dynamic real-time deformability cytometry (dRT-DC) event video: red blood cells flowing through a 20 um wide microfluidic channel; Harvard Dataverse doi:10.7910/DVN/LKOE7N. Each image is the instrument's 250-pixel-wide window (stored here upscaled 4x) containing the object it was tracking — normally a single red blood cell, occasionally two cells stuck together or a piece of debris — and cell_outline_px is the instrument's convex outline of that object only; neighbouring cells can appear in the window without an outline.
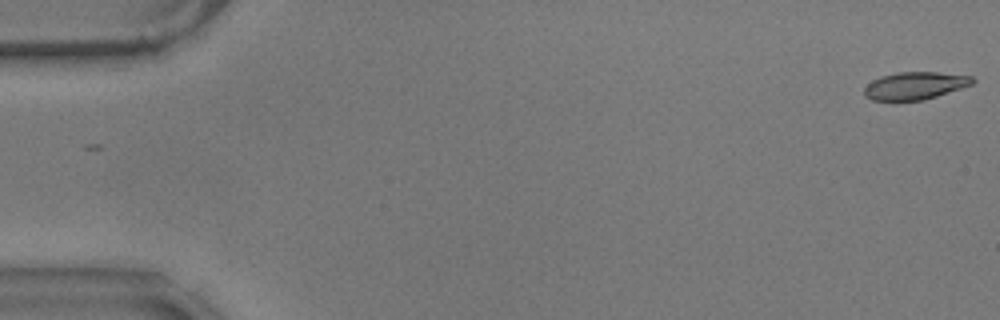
{"species": "common noctule bat (a hibernating species)", "species_latin": "Nyctalus noctula", "temperature_condition": "warm", "stored_images_in_passage": 16, "camera_frame_rate_fps": 3000, "um_per_image_px": 0.085, "animal": {"sex": "male", "body_mass_g": 17.9}, "frame": {"image": 1, "passage_image": 1, "time_ms": 0.0, "image_size_px": [1000, 320], "cell_outline_px": [[976, 80], [972, 84], [924, 100], [872, 100], [864, 96], [864, 88], [872, 80], [880, 76], [896, 72], [940, 72], [972, 76]], "centroid_in_image_um": [77.76, 7.27], "position_along_channel_um": 7.2, "area_um2": 17.34}}
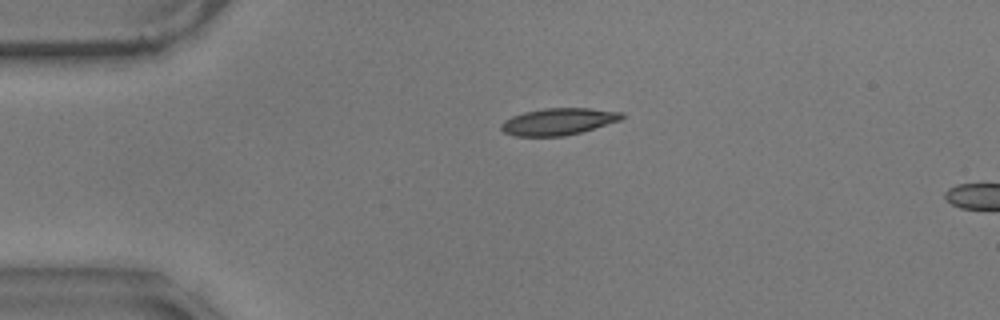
{"frame": {"image": 2, "passage_image": 13, "time_ms": 4.0, "image_size_px": [1000, 320], "cell_outline_px": [[624, 116], [620, 120], [580, 132], [564, 136], [516, 136], [504, 132], [500, 128], [500, 124], [504, 120], [512, 116], [524, 112], [544, 108], [588, 108], [624, 112]], "centroid_in_image_um": [47.44, 10.32], "position_along_channel_um": 37.6, "area_um2": 18.79}}